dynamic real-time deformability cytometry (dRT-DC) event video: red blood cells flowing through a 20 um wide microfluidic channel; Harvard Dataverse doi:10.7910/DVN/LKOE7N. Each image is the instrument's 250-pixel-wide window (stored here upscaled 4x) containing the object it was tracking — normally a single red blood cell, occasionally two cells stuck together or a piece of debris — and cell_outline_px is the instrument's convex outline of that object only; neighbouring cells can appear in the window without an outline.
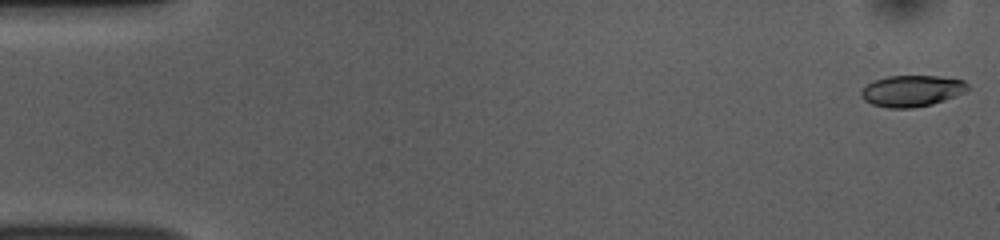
{"species": "common noctule bat (a hibernating species)", "species_latin": "Nyctalus noctula", "temperature_condition": "room temperature", "stored_images_in_passage": 53, "camera_frame_rate_fps": 3000, "um_per_image_px": 0.085, "animal": {"sex": "female", "body_mass_g": 10.0, "forearm_length_mm": 53.1}, "frame": {"image": 1, "passage_image": 1, "time_ms": 0.0, "image_size_px": [1000, 240], "cell_outline_px": [[968, 88], [964, 92], [944, 100], [932, 104], [912, 108], [888, 108], [872, 104], [864, 100], [860, 96], [860, 92], [868, 84], [876, 80], [888, 76], [936, 76], [964, 80], [968, 84]], "centroid_in_image_um": [77.49, 7.73], "position_along_channel_um": 7.5, "area_um2": 19.25}}
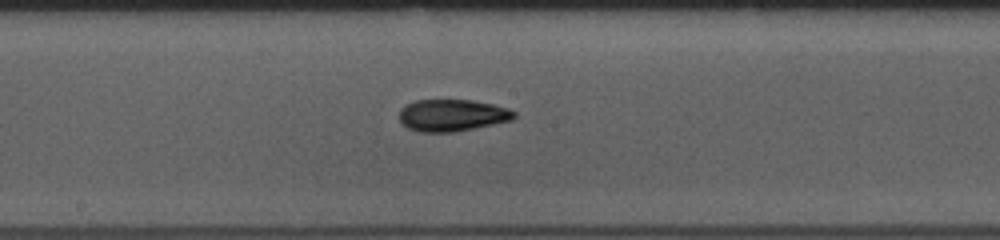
{"frame": {"image": 2, "passage_image": 28, "time_ms": 9.0, "image_size_px": [1000, 240], "cell_outline_px": [[516, 116], [512, 120], [452, 132], [420, 132], [408, 128], [400, 120], [400, 108], [416, 100], [472, 100], [492, 104], [508, 108], [516, 112]], "centroid_in_image_um": [38.44, 9.79], "position_along_channel_um": 209.8, "area_um2": 21.15}}
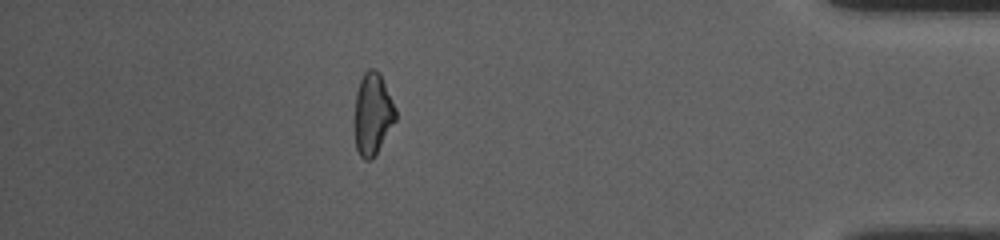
{"frame": {"image": 3, "passage_image": 47, "time_ms": 15.333, "image_size_px": [1000, 240], "cell_outline_px": [[396, 120], [372, 160], [364, 160], [360, 156], [356, 148], [356, 92], [360, 80], [364, 72], [368, 68], [376, 68], [380, 72], [396, 108]], "centroid_in_image_um": [31.7, 9.65], "position_along_channel_um": 403.5, "area_um2": 19.42}, "authors_computed_cell_mechanics": {"area_um2": 20.2878, "velocity_mm_per_s": 3.7619, "shape_relaxation_time_tau1_ms": 6.9594, "shape_relaxation_time_tau2_ms": 3.0822, "deformation_change_tau1": 0.1749, "deformation_change_tau2": 0.0897}}